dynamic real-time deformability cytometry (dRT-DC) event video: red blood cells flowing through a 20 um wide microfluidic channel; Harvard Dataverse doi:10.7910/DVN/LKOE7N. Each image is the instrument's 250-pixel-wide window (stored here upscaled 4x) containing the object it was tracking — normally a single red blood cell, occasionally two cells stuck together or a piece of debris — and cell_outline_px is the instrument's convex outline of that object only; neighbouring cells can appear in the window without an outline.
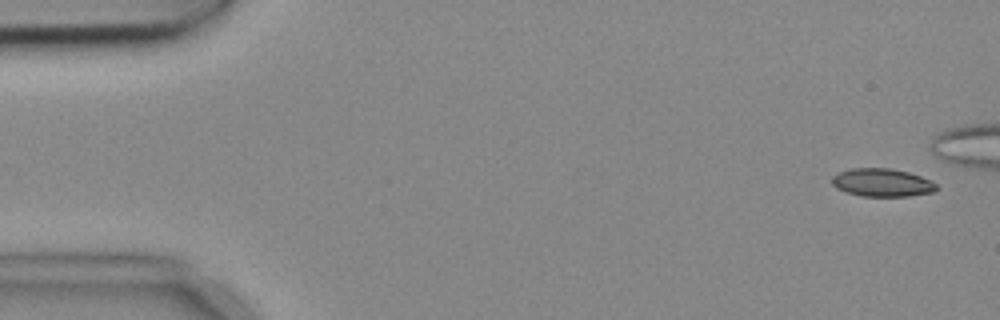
{"species": "common noctule bat (a hibernating species)", "species_latin": "Nyctalus noctula", "temperature_condition": "cold", "stored_images_in_passage": 7, "camera_frame_rate_fps": 3000, "um_per_image_px": 0.085, "animal": {"sex": "female", "body_mass_g": 18.4}, "frame": {"image": 1, "passage_image": 1, "time_ms": 0.0, "image_size_px": [1000, 320], "cell_outline_px": [[936, 188], [932, 192], [908, 196], [860, 196], [844, 192], [836, 188], [832, 184], [832, 176], [840, 172], [852, 168], [892, 168], [908, 172], [920, 176], [936, 184]], "centroid_in_image_um": [74.92, 15.52], "position_along_channel_um": 10.1, "area_um2": 16.99}}